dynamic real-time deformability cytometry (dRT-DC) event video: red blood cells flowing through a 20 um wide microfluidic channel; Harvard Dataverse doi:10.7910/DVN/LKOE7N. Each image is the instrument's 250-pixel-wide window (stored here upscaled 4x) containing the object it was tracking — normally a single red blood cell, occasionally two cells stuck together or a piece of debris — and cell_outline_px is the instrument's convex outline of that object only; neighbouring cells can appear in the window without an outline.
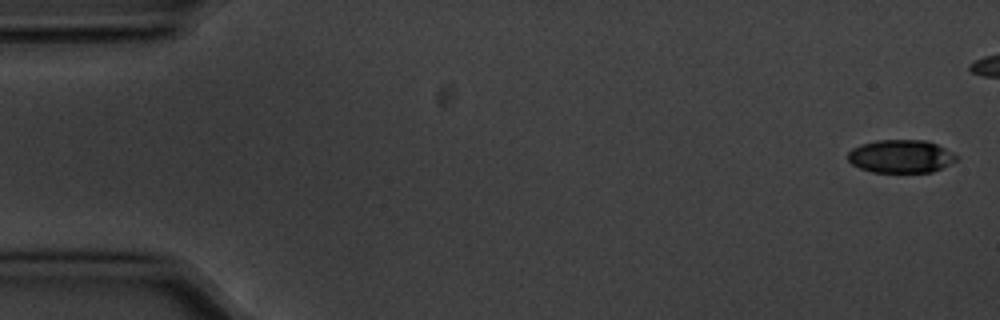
{"species": "common noctule bat (a hibernating species)", "species_latin": "Nyctalus noctula", "temperature_condition": "cold", "stored_images_in_passage": 14, "camera_frame_rate_fps": 3000, "um_per_image_px": 0.085, "animal": {"sex": "male", "body_mass_g": 20.1, "forearm_length_mm": 53.5}, "frame": {"image": 1, "passage_image": 1, "time_ms": 0.0, "image_size_px": [1000, 320], "cell_outline_px": [[956, 160], [932, 172], [872, 172], [860, 168], [852, 164], [848, 160], [848, 152], [852, 148], [860, 144], [876, 140], [924, 140], [936, 144], [952, 152], [956, 156]], "centroid_in_image_um": [76.52, 13.28], "position_along_channel_um": 8.5, "area_um2": 20.75}}